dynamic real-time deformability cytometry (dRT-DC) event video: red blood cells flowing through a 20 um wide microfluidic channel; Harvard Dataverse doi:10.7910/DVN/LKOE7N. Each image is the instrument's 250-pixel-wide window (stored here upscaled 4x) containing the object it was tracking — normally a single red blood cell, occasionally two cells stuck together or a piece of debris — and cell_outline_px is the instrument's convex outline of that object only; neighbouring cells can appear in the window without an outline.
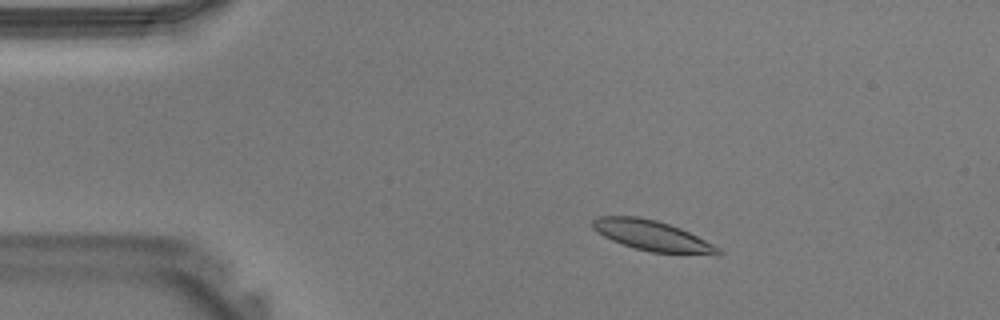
{"species": "Egyptian fruit bat (a non-hibernating species)", "species_latin": "Rousettus aegyptiacus", "temperature_condition": "warm", "stored_images_in_passage": 40, "camera_frame_rate_fps": 3000, "um_per_image_px": 0.085, "animal": {"sex": "male"}, "frame": {"image": 1, "passage_image": 6, "time_ms": 1.667, "image_size_px": [1000, 320], "cell_outline_px": [[724, 252], [720, 256], [716, 256], [652, 252], [636, 248], [612, 240], [596, 232], [592, 228], [592, 220], [600, 216], [636, 216], [656, 220], [680, 228], [720, 248]], "centroid_in_image_um": [55.49, 20.05], "position_along_channel_um": 29.5, "area_um2": 22.2}}
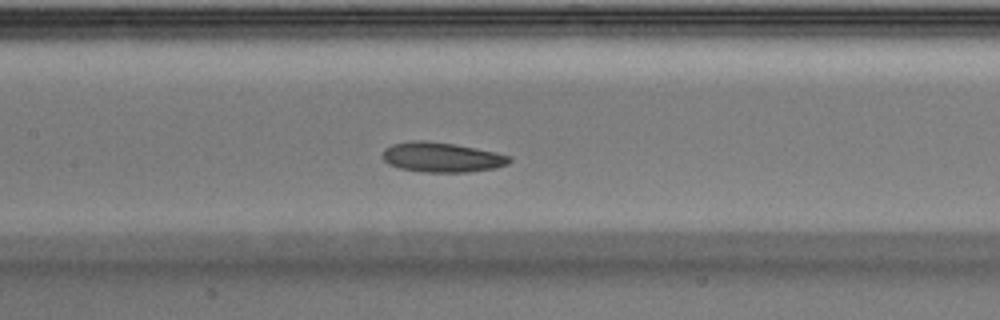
{"frame": {"image": 2, "passage_image": 18, "time_ms": 5.667, "image_size_px": [1000, 320], "cell_outline_px": [[512, 160], [508, 164], [496, 168], [468, 172], [424, 172], [400, 168], [388, 164], [384, 160], [384, 148], [392, 144], [412, 140], [424, 140], [452, 144], [476, 148], [496, 152], [512, 156]], "centroid_in_image_um": [37.58, 13.37], "position_along_channel_um": 169.8, "area_um2": 22.08}}
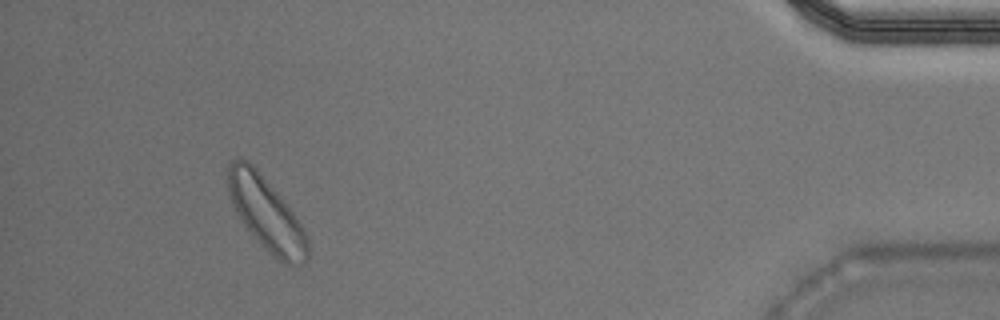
{"frame": {"image": 3, "passage_image": 37, "time_ms": 12.0, "image_size_px": [1000, 320], "cell_outline_px": [[308, 256], [304, 264], [284, 264], [276, 260], [260, 244], [240, 220], [232, 204], [228, 192], [228, 164], [232, 160], [248, 160], [256, 168], [276, 192], [292, 212], [304, 228], [308, 240]], "centroid_in_image_um": [22.63, 18.21], "position_along_channel_um": 412.6, "area_um2": 33.58}}